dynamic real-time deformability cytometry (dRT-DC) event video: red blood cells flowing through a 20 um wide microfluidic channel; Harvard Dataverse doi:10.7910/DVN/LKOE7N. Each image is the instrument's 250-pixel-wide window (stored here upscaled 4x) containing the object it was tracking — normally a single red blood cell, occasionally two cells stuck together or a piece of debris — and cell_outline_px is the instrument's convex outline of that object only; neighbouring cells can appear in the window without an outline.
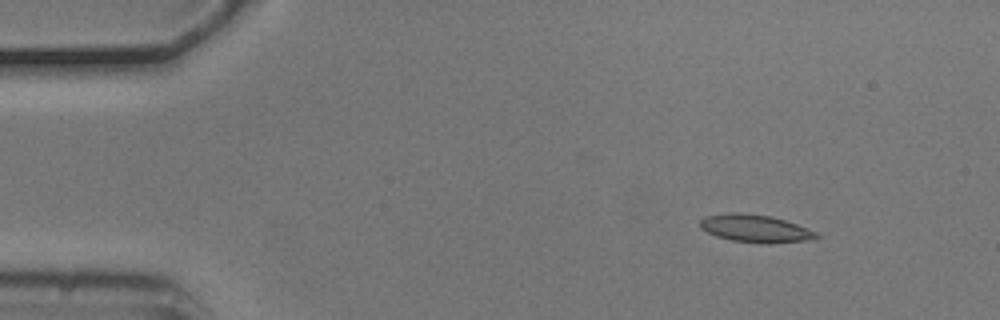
{"species": "common noctule bat (a hibernating species)", "species_latin": "Nyctalus noctula", "temperature_condition": "cold", "stored_images_in_passage": 9, "camera_frame_rate_fps": 3000, "um_per_image_px": 0.085, "animal": {"sex": "male", "body_mass_g": 20.5, "forearm_length_mm": 52.5}, "frame": {"image": 1, "passage_image": 2, "time_ms": 0.333, "image_size_px": [1000, 320], "cell_outline_px": [[820, 236], [808, 240], [768, 244], [764, 244], [732, 240], [716, 236], [700, 228], [700, 220], [704, 216], [728, 212], [744, 212], [772, 216], [796, 224], [816, 232]], "centroid_in_image_um": [64.16, 19.41], "position_along_channel_um": 20.8, "area_um2": 18.84}}
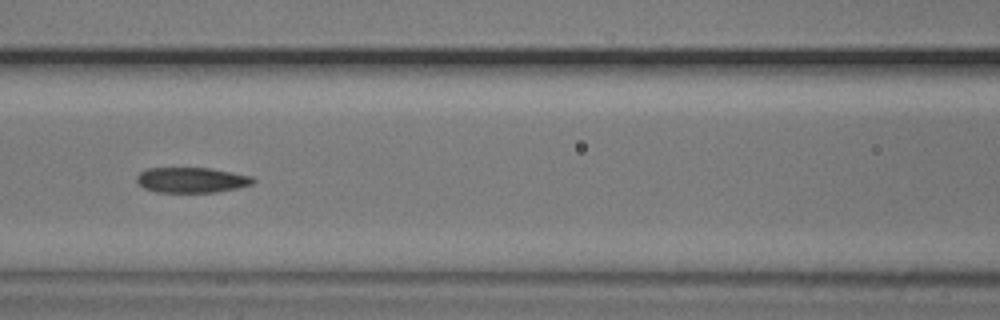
{"frame": {"image": 2, "passage_image": 7, "time_ms": 2.0, "image_size_px": [1000, 320], "cell_outline_px": [[256, 180], [252, 184], [236, 188], [216, 192], [156, 192], [144, 188], [136, 180], [136, 176], [140, 172], [148, 168], [212, 168], [252, 176]], "centroid_in_image_um": [16.29, 15.29], "position_along_channel_um": 150.3, "area_um2": 17.17}}
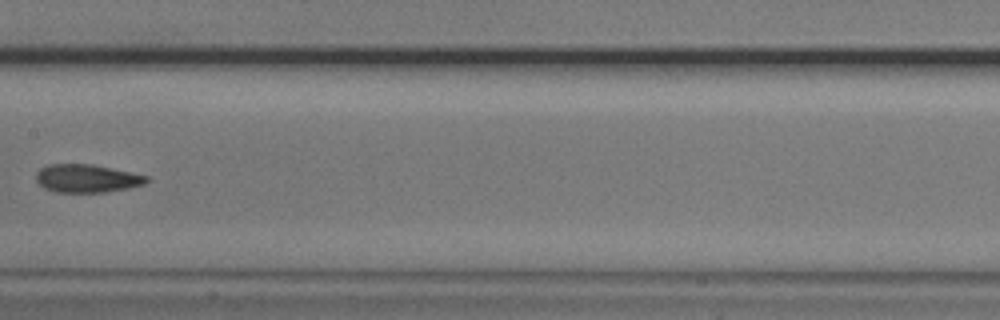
{"frame": {"image": 3, "passage_image": 8, "time_ms": 2.333, "image_size_px": [1000, 320], "cell_outline_px": [[152, 180], [144, 184], [128, 188], [104, 192], [56, 192], [44, 188], [36, 180], [36, 172], [40, 168], [48, 164], [92, 164], [112, 168], [148, 176]], "centroid_in_image_um": [7.39, 15.16], "position_along_channel_um": 200.0, "area_um2": 18.15}}